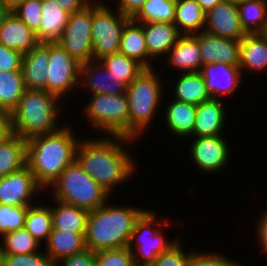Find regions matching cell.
Masks as SVG:
<instances>
[{
    "mask_svg": "<svg viewBox=\"0 0 267 266\" xmlns=\"http://www.w3.org/2000/svg\"><path fill=\"white\" fill-rule=\"evenodd\" d=\"M135 141L124 136L99 135V138H82L76 148V160L112 196L115 188L132 180L134 171H137L135 155L127 150L128 144L131 146Z\"/></svg>",
    "mask_w": 267,
    "mask_h": 266,
    "instance_id": "cell-1",
    "label": "cell"
},
{
    "mask_svg": "<svg viewBox=\"0 0 267 266\" xmlns=\"http://www.w3.org/2000/svg\"><path fill=\"white\" fill-rule=\"evenodd\" d=\"M72 130L69 124H62L56 132L26 140V165L44 190H49L66 167L76 159L80 139Z\"/></svg>",
    "mask_w": 267,
    "mask_h": 266,
    "instance_id": "cell-2",
    "label": "cell"
},
{
    "mask_svg": "<svg viewBox=\"0 0 267 266\" xmlns=\"http://www.w3.org/2000/svg\"><path fill=\"white\" fill-rule=\"evenodd\" d=\"M108 202L88 213L85 246L93 252L128 247L135 222L146 210Z\"/></svg>",
    "mask_w": 267,
    "mask_h": 266,
    "instance_id": "cell-3",
    "label": "cell"
},
{
    "mask_svg": "<svg viewBox=\"0 0 267 266\" xmlns=\"http://www.w3.org/2000/svg\"><path fill=\"white\" fill-rule=\"evenodd\" d=\"M59 102L62 101L46 90L26 89L11 112L13 133L27 140L58 131L62 127L57 123L62 110Z\"/></svg>",
    "mask_w": 267,
    "mask_h": 266,
    "instance_id": "cell-4",
    "label": "cell"
},
{
    "mask_svg": "<svg viewBox=\"0 0 267 266\" xmlns=\"http://www.w3.org/2000/svg\"><path fill=\"white\" fill-rule=\"evenodd\" d=\"M156 70L157 68H145L127 86L125 94L129 109V138L137 140L143 137L153 124L155 116H159V107L164 106L161 102L167 91L164 90L165 83Z\"/></svg>",
    "mask_w": 267,
    "mask_h": 266,
    "instance_id": "cell-5",
    "label": "cell"
},
{
    "mask_svg": "<svg viewBox=\"0 0 267 266\" xmlns=\"http://www.w3.org/2000/svg\"><path fill=\"white\" fill-rule=\"evenodd\" d=\"M49 189H53V199L88 212L102 207L111 198L109 193L83 170L76 159L66 167Z\"/></svg>",
    "mask_w": 267,
    "mask_h": 266,
    "instance_id": "cell-6",
    "label": "cell"
},
{
    "mask_svg": "<svg viewBox=\"0 0 267 266\" xmlns=\"http://www.w3.org/2000/svg\"><path fill=\"white\" fill-rule=\"evenodd\" d=\"M156 213L155 210L146 209L135 222L128 249L132 252L136 266H150L161 253L168 251L180 239L166 240L162 231L164 222L157 218ZM154 225L156 228H153Z\"/></svg>",
    "mask_w": 267,
    "mask_h": 266,
    "instance_id": "cell-7",
    "label": "cell"
},
{
    "mask_svg": "<svg viewBox=\"0 0 267 266\" xmlns=\"http://www.w3.org/2000/svg\"><path fill=\"white\" fill-rule=\"evenodd\" d=\"M84 105V115L93 130L104 136L129 137V109L126 94H94ZM91 124V125H90Z\"/></svg>",
    "mask_w": 267,
    "mask_h": 266,
    "instance_id": "cell-8",
    "label": "cell"
},
{
    "mask_svg": "<svg viewBox=\"0 0 267 266\" xmlns=\"http://www.w3.org/2000/svg\"><path fill=\"white\" fill-rule=\"evenodd\" d=\"M105 0L92 1V48L94 60L119 52L124 26L131 20L117 9L114 10ZM109 6V7H108Z\"/></svg>",
    "mask_w": 267,
    "mask_h": 266,
    "instance_id": "cell-9",
    "label": "cell"
},
{
    "mask_svg": "<svg viewBox=\"0 0 267 266\" xmlns=\"http://www.w3.org/2000/svg\"><path fill=\"white\" fill-rule=\"evenodd\" d=\"M46 71V91L60 100L70 96L80 86V63L57 42H49V63Z\"/></svg>",
    "mask_w": 267,
    "mask_h": 266,
    "instance_id": "cell-10",
    "label": "cell"
},
{
    "mask_svg": "<svg viewBox=\"0 0 267 266\" xmlns=\"http://www.w3.org/2000/svg\"><path fill=\"white\" fill-rule=\"evenodd\" d=\"M92 2L81 11L69 15L63 34L56 41L78 63L93 60L92 48Z\"/></svg>",
    "mask_w": 267,
    "mask_h": 266,
    "instance_id": "cell-11",
    "label": "cell"
},
{
    "mask_svg": "<svg viewBox=\"0 0 267 266\" xmlns=\"http://www.w3.org/2000/svg\"><path fill=\"white\" fill-rule=\"evenodd\" d=\"M225 136L217 135L212 137H189V154L191 161L197 169L210 175L223 170L231 156L230 147ZM192 138V139H191Z\"/></svg>",
    "mask_w": 267,
    "mask_h": 266,
    "instance_id": "cell-12",
    "label": "cell"
},
{
    "mask_svg": "<svg viewBox=\"0 0 267 266\" xmlns=\"http://www.w3.org/2000/svg\"><path fill=\"white\" fill-rule=\"evenodd\" d=\"M44 189L37 183L35 176L26 165L22 169L0 177V204L10 206H31ZM34 201V202H33Z\"/></svg>",
    "mask_w": 267,
    "mask_h": 266,
    "instance_id": "cell-13",
    "label": "cell"
},
{
    "mask_svg": "<svg viewBox=\"0 0 267 266\" xmlns=\"http://www.w3.org/2000/svg\"><path fill=\"white\" fill-rule=\"evenodd\" d=\"M205 32L240 41L247 34L241 25L237 5L227 0L219 2L205 15Z\"/></svg>",
    "mask_w": 267,
    "mask_h": 266,
    "instance_id": "cell-14",
    "label": "cell"
},
{
    "mask_svg": "<svg viewBox=\"0 0 267 266\" xmlns=\"http://www.w3.org/2000/svg\"><path fill=\"white\" fill-rule=\"evenodd\" d=\"M79 85L94 94H125L127 85L109 71L100 60L80 64Z\"/></svg>",
    "mask_w": 267,
    "mask_h": 266,
    "instance_id": "cell-15",
    "label": "cell"
},
{
    "mask_svg": "<svg viewBox=\"0 0 267 266\" xmlns=\"http://www.w3.org/2000/svg\"><path fill=\"white\" fill-rule=\"evenodd\" d=\"M200 73L206 82L207 92L215 99H222L225 95L234 96L244 82L239 65L207 64L202 66Z\"/></svg>",
    "mask_w": 267,
    "mask_h": 266,
    "instance_id": "cell-16",
    "label": "cell"
},
{
    "mask_svg": "<svg viewBox=\"0 0 267 266\" xmlns=\"http://www.w3.org/2000/svg\"><path fill=\"white\" fill-rule=\"evenodd\" d=\"M199 41L203 65L224 63L240 64V41L209 34L205 31L194 34Z\"/></svg>",
    "mask_w": 267,
    "mask_h": 266,
    "instance_id": "cell-17",
    "label": "cell"
},
{
    "mask_svg": "<svg viewBox=\"0 0 267 266\" xmlns=\"http://www.w3.org/2000/svg\"><path fill=\"white\" fill-rule=\"evenodd\" d=\"M164 61V63H163ZM168 64L179 73L200 72L203 66L198 38L194 34L181 35L161 64Z\"/></svg>",
    "mask_w": 267,
    "mask_h": 266,
    "instance_id": "cell-18",
    "label": "cell"
},
{
    "mask_svg": "<svg viewBox=\"0 0 267 266\" xmlns=\"http://www.w3.org/2000/svg\"><path fill=\"white\" fill-rule=\"evenodd\" d=\"M222 99L211 98L196 105V119L192 137L223 135L228 115Z\"/></svg>",
    "mask_w": 267,
    "mask_h": 266,
    "instance_id": "cell-19",
    "label": "cell"
},
{
    "mask_svg": "<svg viewBox=\"0 0 267 266\" xmlns=\"http://www.w3.org/2000/svg\"><path fill=\"white\" fill-rule=\"evenodd\" d=\"M48 63L49 42H39L23 54L21 71L26 89L46 90Z\"/></svg>",
    "mask_w": 267,
    "mask_h": 266,
    "instance_id": "cell-20",
    "label": "cell"
},
{
    "mask_svg": "<svg viewBox=\"0 0 267 266\" xmlns=\"http://www.w3.org/2000/svg\"><path fill=\"white\" fill-rule=\"evenodd\" d=\"M143 29L148 56L154 61L161 57L159 62H162L182 35L174 23L168 22L143 23Z\"/></svg>",
    "mask_w": 267,
    "mask_h": 266,
    "instance_id": "cell-21",
    "label": "cell"
},
{
    "mask_svg": "<svg viewBox=\"0 0 267 266\" xmlns=\"http://www.w3.org/2000/svg\"><path fill=\"white\" fill-rule=\"evenodd\" d=\"M0 43L24 54L31 51L39 41L35 33L10 12L0 25Z\"/></svg>",
    "mask_w": 267,
    "mask_h": 266,
    "instance_id": "cell-22",
    "label": "cell"
},
{
    "mask_svg": "<svg viewBox=\"0 0 267 266\" xmlns=\"http://www.w3.org/2000/svg\"><path fill=\"white\" fill-rule=\"evenodd\" d=\"M240 71L257 72L267 69V36L264 33L246 34L240 40ZM246 69V70H245Z\"/></svg>",
    "mask_w": 267,
    "mask_h": 266,
    "instance_id": "cell-23",
    "label": "cell"
},
{
    "mask_svg": "<svg viewBox=\"0 0 267 266\" xmlns=\"http://www.w3.org/2000/svg\"><path fill=\"white\" fill-rule=\"evenodd\" d=\"M169 100L170 102H166L165 111L163 110L165 126L172 135L180 139L191 137L196 119V105Z\"/></svg>",
    "mask_w": 267,
    "mask_h": 266,
    "instance_id": "cell-24",
    "label": "cell"
},
{
    "mask_svg": "<svg viewBox=\"0 0 267 266\" xmlns=\"http://www.w3.org/2000/svg\"><path fill=\"white\" fill-rule=\"evenodd\" d=\"M42 247L55 265L62 259L87 249L85 234L59 229H52L45 246Z\"/></svg>",
    "mask_w": 267,
    "mask_h": 266,
    "instance_id": "cell-25",
    "label": "cell"
},
{
    "mask_svg": "<svg viewBox=\"0 0 267 266\" xmlns=\"http://www.w3.org/2000/svg\"><path fill=\"white\" fill-rule=\"evenodd\" d=\"M69 13L52 0H42V19L35 32L39 42H56L68 23Z\"/></svg>",
    "mask_w": 267,
    "mask_h": 266,
    "instance_id": "cell-26",
    "label": "cell"
},
{
    "mask_svg": "<svg viewBox=\"0 0 267 266\" xmlns=\"http://www.w3.org/2000/svg\"><path fill=\"white\" fill-rule=\"evenodd\" d=\"M119 52L137 60L145 68H154L155 66L153 60L148 56L143 23H137L131 19L124 26Z\"/></svg>",
    "mask_w": 267,
    "mask_h": 266,
    "instance_id": "cell-27",
    "label": "cell"
},
{
    "mask_svg": "<svg viewBox=\"0 0 267 266\" xmlns=\"http://www.w3.org/2000/svg\"><path fill=\"white\" fill-rule=\"evenodd\" d=\"M176 79L172 85L174 100L199 105L212 98L207 92L206 82L200 72L178 73Z\"/></svg>",
    "mask_w": 267,
    "mask_h": 266,
    "instance_id": "cell-28",
    "label": "cell"
},
{
    "mask_svg": "<svg viewBox=\"0 0 267 266\" xmlns=\"http://www.w3.org/2000/svg\"><path fill=\"white\" fill-rule=\"evenodd\" d=\"M51 206L53 229L85 234L88 211L53 199Z\"/></svg>",
    "mask_w": 267,
    "mask_h": 266,
    "instance_id": "cell-29",
    "label": "cell"
},
{
    "mask_svg": "<svg viewBox=\"0 0 267 266\" xmlns=\"http://www.w3.org/2000/svg\"><path fill=\"white\" fill-rule=\"evenodd\" d=\"M205 15L195 0H176L173 23L182 35L196 34L205 29Z\"/></svg>",
    "mask_w": 267,
    "mask_h": 266,
    "instance_id": "cell-30",
    "label": "cell"
},
{
    "mask_svg": "<svg viewBox=\"0 0 267 266\" xmlns=\"http://www.w3.org/2000/svg\"><path fill=\"white\" fill-rule=\"evenodd\" d=\"M26 166V139L17 134L0 142V177Z\"/></svg>",
    "mask_w": 267,
    "mask_h": 266,
    "instance_id": "cell-31",
    "label": "cell"
},
{
    "mask_svg": "<svg viewBox=\"0 0 267 266\" xmlns=\"http://www.w3.org/2000/svg\"><path fill=\"white\" fill-rule=\"evenodd\" d=\"M24 228L40 243L45 244L53 229L51 205L28 206Z\"/></svg>",
    "mask_w": 267,
    "mask_h": 266,
    "instance_id": "cell-32",
    "label": "cell"
},
{
    "mask_svg": "<svg viewBox=\"0 0 267 266\" xmlns=\"http://www.w3.org/2000/svg\"><path fill=\"white\" fill-rule=\"evenodd\" d=\"M243 30L247 34L265 33L267 28V0H246L237 5Z\"/></svg>",
    "mask_w": 267,
    "mask_h": 266,
    "instance_id": "cell-33",
    "label": "cell"
},
{
    "mask_svg": "<svg viewBox=\"0 0 267 266\" xmlns=\"http://www.w3.org/2000/svg\"><path fill=\"white\" fill-rule=\"evenodd\" d=\"M26 90L22 71H0V108L12 112Z\"/></svg>",
    "mask_w": 267,
    "mask_h": 266,
    "instance_id": "cell-34",
    "label": "cell"
},
{
    "mask_svg": "<svg viewBox=\"0 0 267 266\" xmlns=\"http://www.w3.org/2000/svg\"><path fill=\"white\" fill-rule=\"evenodd\" d=\"M175 6L176 0H146L131 19L137 23H173L175 19Z\"/></svg>",
    "mask_w": 267,
    "mask_h": 266,
    "instance_id": "cell-35",
    "label": "cell"
},
{
    "mask_svg": "<svg viewBox=\"0 0 267 266\" xmlns=\"http://www.w3.org/2000/svg\"><path fill=\"white\" fill-rule=\"evenodd\" d=\"M99 60L127 86L145 69L137 60L129 58L120 52L103 56Z\"/></svg>",
    "mask_w": 267,
    "mask_h": 266,
    "instance_id": "cell-36",
    "label": "cell"
},
{
    "mask_svg": "<svg viewBox=\"0 0 267 266\" xmlns=\"http://www.w3.org/2000/svg\"><path fill=\"white\" fill-rule=\"evenodd\" d=\"M0 242L5 254L36 253L42 246L25 228L5 233Z\"/></svg>",
    "mask_w": 267,
    "mask_h": 266,
    "instance_id": "cell-37",
    "label": "cell"
},
{
    "mask_svg": "<svg viewBox=\"0 0 267 266\" xmlns=\"http://www.w3.org/2000/svg\"><path fill=\"white\" fill-rule=\"evenodd\" d=\"M28 206L0 204V237L5 233L24 228Z\"/></svg>",
    "mask_w": 267,
    "mask_h": 266,
    "instance_id": "cell-38",
    "label": "cell"
},
{
    "mask_svg": "<svg viewBox=\"0 0 267 266\" xmlns=\"http://www.w3.org/2000/svg\"><path fill=\"white\" fill-rule=\"evenodd\" d=\"M11 12L35 33L42 19V0H24Z\"/></svg>",
    "mask_w": 267,
    "mask_h": 266,
    "instance_id": "cell-39",
    "label": "cell"
},
{
    "mask_svg": "<svg viewBox=\"0 0 267 266\" xmlns=\"http://www.w3.org/2000/svg\"><path fill=\"white\" fill-rule=\"evenodd\" d=\"M96 266H136L128 247L95 252Z\"/></svg>",
    "mask_w": 267,
    "mask_h": 266,
    "instance_id": "cell-40",
    "label": "cell"
},
{
    "mask_svg": "<svg viewBox=\"0 0 267 266\" xmlns=\"http://www.w3.org/2000/svg\"><path fill=\"white\" fill-rule=\"evenodd\" d=\"M180 241L181 239L168 251L161 253L150 266H188L193 250L184 251V245Z\"/></svg>",
    "mask_w": 267,
    "mask_h": 266,
    "instance_id": "cell-41",
    "label": "cell"
},
{
    "mask_svg": "<svg viewBox=\"0 0 267 266\" xmlns=\"http://www.w3.org/2000/svg\"><path fill=\"white\" fill-rule=\"evenodd\" d=\"M4 266H55L43 251L29 254H5Z\"/></svg>",
    "mask_w": 267,
    "mask_h": 266,
    "instance_id": "cell-42",
    "label": "cell"
},
{
    "mask_svg": "<svg viewBox=\"0 0 267 266\" xmlns=\"http://www.w3.org/2000/svg\"><path fill=\"white\" fill-rule=\"evenodd\" d=\"M188 266H242L239 262L227 258L223 254L202 253L199 250H193L189 259Z\"/></svg>",
    "mask_w": 267,
    "mask_h": 266,
    "instance_id": "cell-43",
    "label": "cell"
},
{
    "mask_svg": "<svg viewBox=\"0 0 267 266\" xmlns=\"http://www.w3.org/2000/svg\"><path fill=\"white\" fill-rule=\"evenodd\" d=\"M23 53L10 49L0 43V71H20Z\"/></svg>",
    "mask_w": 267,
    "mask_h": 266,
    "instance_id": "cell-44",
    "label": "cell"
},
{
    "mask_svg": "<svg viewBox=\"0 0 267 266\" xmlns=\"http://www.w3.org/2000/svg\"><path fill=\"white\" fill-rule=\"evenodd\" d=\"M55 266H96L95 252L85 249L80 253L62 259Z\"/></svg>",
    "mask_w": 267,
    "mask_h": 266,
    "instance_id": "cell-45",
    "label": "cell"
},
{
    "mask_svg": "<svg viewBox=\"0 0 267 266\" xmlns=\"http://www.w3.org/2000/svg\"><path fill=\"white\" fill-rule=\"evenodd\" d=\"M258 219L256 227V239L260 245L261 251L267 255V211Z\"/></svg>",
    "mask_w": 267,
    "mask_h": 266,
    "instance_id": "cell-46",
    "label": "cell"
},
{
    "mask_svg": "<svg viewBox=\"0 0 267 266\" xmlns=\"http://www.w3.org/2000/svg\"><path fill=\"white\" fill-rule=\"evenodd\" d=\"M146 0H117V10L123 15L132 18L143 6Z\"/></svg>",
    "mask_w": 267,
    "mask_h": 266,
    "instance_id": "cell-47",
    "label": "cell"
},
{
    "mask_svg": "<svg viewBox=\"0 0 267 266\" xmlns=\"http://www.w3.org/2000/svg\"><path fill=\"white\" fill-rule=\"evenodd\" d=\"M12 134L11 112L0 108V142Z\"/></svg>",
    "mask_w": 267,
    "mask_h": 266,
    "instance_id": "cell-48",
    "label": "cell"
},
{
    "mask_svg": "<svg viewBox=\"0 0 267 266\" xmlns=\"http://www.w3.org/2000/svg\"><path fill=\"white\" fill-rule=\"evenodd\" d=\"M56 1L61 8L68 12L69 14L81 11L87 5H89L92 0H52Z\"/></svg>",
    "mask_w": 267,
    "mask_h": 266,
    "instance_id": "cell-49",
    "label": "cell"
},
{
    "mask_svg": "<svg viewBox=\"0 0 267 266\" xmlns=\"http://www.w3.org/2000/svg\"><path fill=\"white\" fill-rule=\"evenodd\" d=\"M204 10V12L210 11L214 6L223 0H195Z\"/></svg>",
    "mask_w": 267,
    "mask_h": 266,
    "instance_id": "cell-50",
    "label": "cell"
},
{
    "mask_svg": "<svg viewBox=\"0 0 267 266\" xmlns=\"http://www.w3.org/2000/svg\"><path fill=\"white\" fill-rule=\"evenodd\" d=\"M6 7L13 11L17 6H19L24 0H1Z\"/></svg>",
    "mask_w": 267,
    "mask_h": 266,
    "instance_id": "cell-51",
    "label": "cell"
},
{
    "mask_svg": "<svg viewBox=\"0 0 267 266\" xmlns=\"http://www.w3.org/2000/svg\"><path fill=\"white\" fill-rule=\"evenodd\" d=\"M11 11L6 7V5L0 0V25L6 18V16L10 13Z\"/></svg>",
    "mask_w": 267,
    "mask_h": 266,
    "instance_id": "cell-52",
    "label": "cell"
},
{
    "mask_svg": "<svg viewBox=\"0 0 267 266\" xmlns=\"http://www.w3.org/2000/svg\"><path fill=\"white\" fill-rule=\"evenodd\" d=\"M4 256L5 253L3 251L2 244L0 242V266H4Z\"/></svg>",
    "mask_w": 267,
    "mask_h": 266,
    "instance_id": "cell-53",
    "label": "cell"
},
{
    "mask_svg": "<svg viewBox=\"0 0 267 266\" xmlns=\"http://www.w3.org/2000/svg\"><path fill=\"white\" fill-rule=\"evenodd\" d=\"M227 1L231 2L234 5H239L243 2H245L246 0H227Z\"/></svg>",
    "mask_w": 267,
    "mask_h": 266,
    "instance_id": "cell-54",
    "label": "cell"
}]
</instances>
